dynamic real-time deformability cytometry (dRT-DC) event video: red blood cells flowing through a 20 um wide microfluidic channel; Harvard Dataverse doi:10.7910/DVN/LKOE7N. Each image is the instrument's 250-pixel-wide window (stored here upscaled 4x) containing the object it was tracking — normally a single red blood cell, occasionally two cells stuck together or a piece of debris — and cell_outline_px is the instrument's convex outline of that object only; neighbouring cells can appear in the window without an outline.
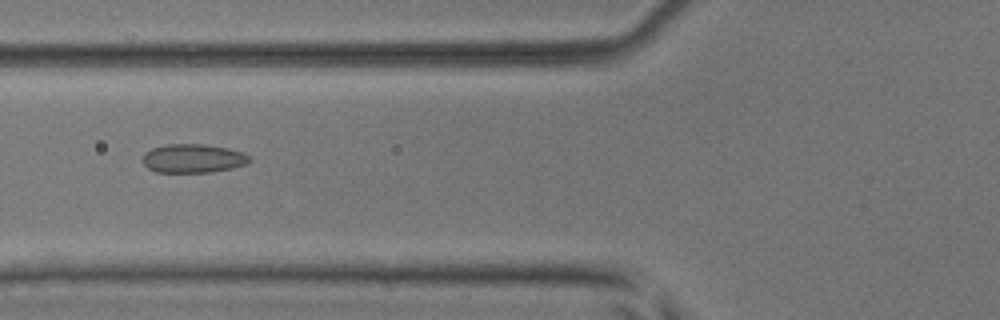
{"species": "common noctule bat (a hibernating species)", "species_latin": "Nyctalus noctula", "temperature_condition": "room temperature", "stored_images_in_passage": 3, "camera_frame_rate_fps": 3000, "um_per_image_px": 0.085, "animal": {"sex": "male", "body_mass_g": 17.9, "forearm_length_mm": 54.2}, "frame": {"image": 1, "passage_image": 3, "time_ms": 0.667, "image_size_px": [1000, 320], "cell_outline_px": [[252, 160], [248, 164], [232, 168], [212, 172], [156, 172], [148, 168], [140, 160], [144, 152], [152, 148], [168, 144], [204, 144], [228, 148], [244, 152]], "centroid_in_image_um": [16.41, 13.46], "position_along_channel_um": 109.4, "area_um2": 18.15}}